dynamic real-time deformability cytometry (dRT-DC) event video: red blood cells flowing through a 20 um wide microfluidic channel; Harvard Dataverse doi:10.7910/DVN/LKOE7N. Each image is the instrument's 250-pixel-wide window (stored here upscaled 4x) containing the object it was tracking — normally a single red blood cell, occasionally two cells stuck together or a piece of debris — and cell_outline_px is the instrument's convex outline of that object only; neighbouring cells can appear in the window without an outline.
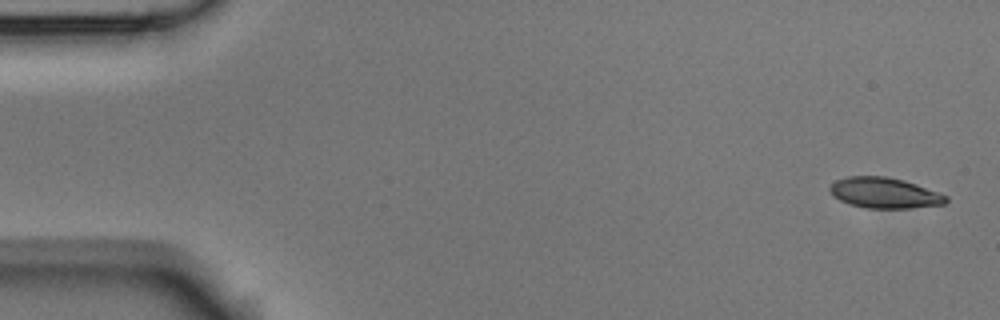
{"species": "Egyptian fruit bat (a non-hibernating species)", "species_latin": "Rousettus aegyptiacus", "temperature_condition": "room temperature", "stored_images_in_passage": 5, "camera_frame_rate_fps": 3000, "um_per_image_px": 0.085, "animal": {"sex": "male"}, "frame": {"image": 1, "passage_image": 1, "time_ms": 0.0, "image_size_px": [1000, 320], "cell_outline_px": [[948, 200], [944, 204], [908, 208], [868, 208], [852, 204], [840, 200], [832, 196], [828, 188], [836, 180], [848, 176], [888, 176], [904, 180], [916, 184], [948, 196]], "centroid_in_image_um": [75.17, 16.39], "position_along_channel_um": 9.8, "area_um2": 20.63}}
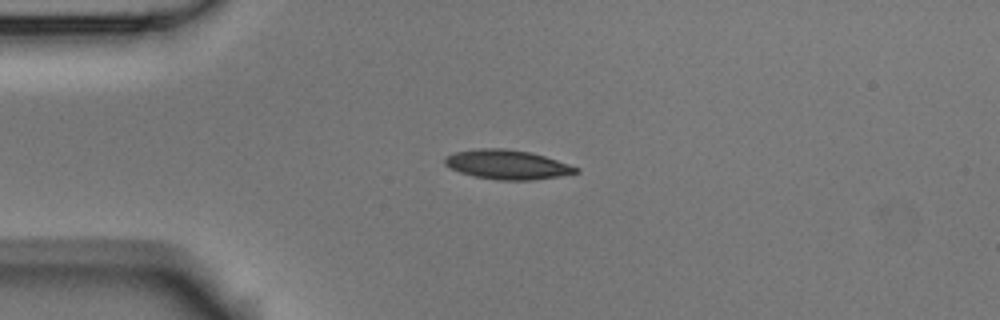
{"frame": {"image": 2, "passage_image": 4, "time_ms": 1.0, "image_size_px": [1000, 320], "cell_outline_px": [[580, 172], [560, 176], [532, 180], [500, 180], [476, 176], [460, 172], [444, 164], [444, 160], [452, 152], [476, 148], [504, 148], [528, 152], [544, 156], [580, 168]], "centroid_in_image_um": [43.12, 13.98], "position_along_channel_um": 41.9, "area_um2": 22.25}}